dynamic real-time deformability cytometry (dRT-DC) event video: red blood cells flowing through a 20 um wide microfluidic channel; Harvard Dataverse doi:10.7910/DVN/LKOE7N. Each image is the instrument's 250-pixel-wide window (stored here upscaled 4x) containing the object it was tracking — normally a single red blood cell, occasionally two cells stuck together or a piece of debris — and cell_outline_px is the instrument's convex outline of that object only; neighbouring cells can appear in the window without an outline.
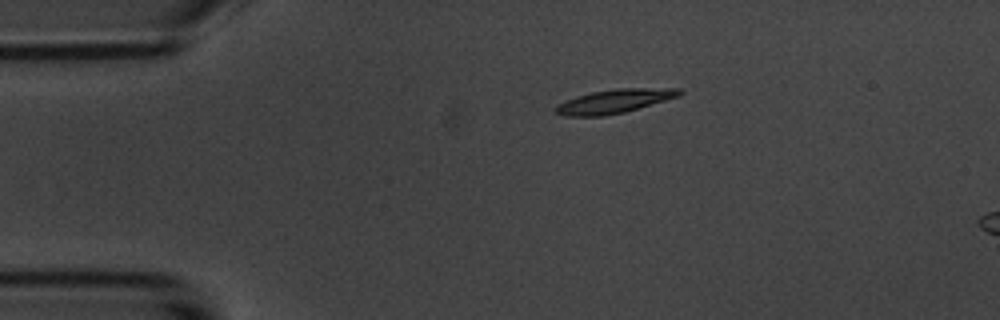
{"species": "common noctule bat (a hibernating species)", "species_latin": "Nyctalus noctula", "temperature_condition": "room temperature", "stored_images_in_passage": 3, "camera_frame_rate_fps": 3000, "um_per_image_px": 0.085, "animal": {"sex": "male", "body_mass_g": 20.1, "forearm_length_mm": 53.5}, "frame": {"image": 1, "passage_image": 1, "time_ms": 0.0, "image_size_px": [1000, 320], "cell_outline_px": [[684, 92], [680, 96], [624, 112], [604, 116], [568, 116], [556, 112], [556, 108], [560, 104], [576, 96], [592, 92], [616, 88], [680, 88]], "centroid_in_image_um": [52.3, 8.59], "position_along_channel_um": 32.7, "area_um2": 16.94}}